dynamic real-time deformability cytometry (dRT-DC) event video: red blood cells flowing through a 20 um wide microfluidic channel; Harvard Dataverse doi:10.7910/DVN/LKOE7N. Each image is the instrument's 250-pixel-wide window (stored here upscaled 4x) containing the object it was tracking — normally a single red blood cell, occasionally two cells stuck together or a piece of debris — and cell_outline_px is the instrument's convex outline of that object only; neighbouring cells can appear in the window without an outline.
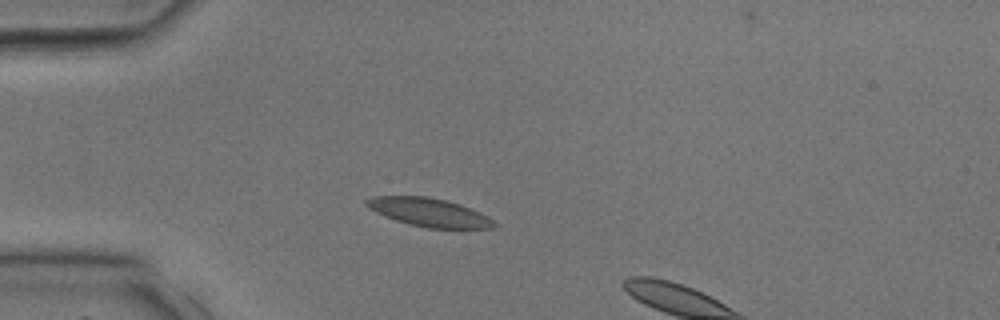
{"species": "common noctule bat (a hibernating species)", "species_latin": "Nyctalus noctula", "temperature_condition": "room temperature", "stored_images_in_passage": 8, "camera_frame_rate_fps": 3000, "um_per_image_px": 0.085, "animal": {"sex": "male", "body_mass_g": 17.9, "forearm_length_mm": 54.2}, "frame": {"image": 1, "passage_image": 6, "time_ms": 1.667, "image_size_px": [1000, 320], "cell_outline_px": [[500, 224], [496, 228], [428, 228], [408, 224], [384, 216], [368, 208], [364, 204], [364, 200], [372, 196], [428, 196], [460, 204], [488, 216]], "centroid_in_image_um": [36.47, 18.05], "position_along_channel_um": 48.5, "area_um2": 21.27}}